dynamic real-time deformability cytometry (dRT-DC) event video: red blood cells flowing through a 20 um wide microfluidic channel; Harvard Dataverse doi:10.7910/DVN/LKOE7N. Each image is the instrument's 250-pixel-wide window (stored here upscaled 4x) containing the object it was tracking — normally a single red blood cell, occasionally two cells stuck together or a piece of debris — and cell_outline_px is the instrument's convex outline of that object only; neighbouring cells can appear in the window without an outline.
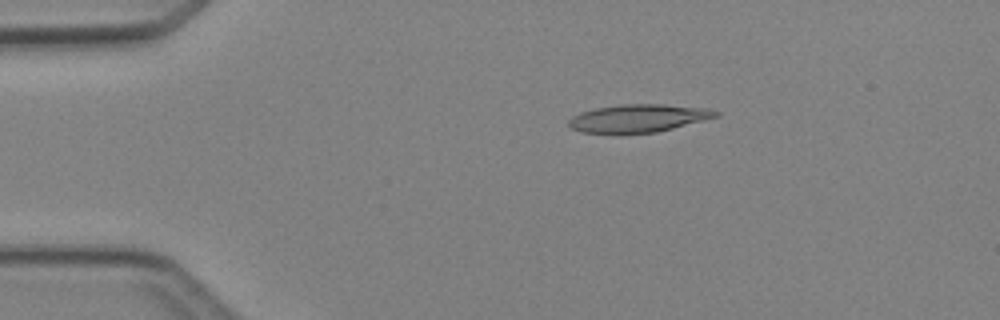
{"species": "Egyptian fruit bat (a non-hibernating species)", "species_latin": "Rousettus aegyptiacus", "temperature_condition": "cold", "stored_images_in_passage": 4, "camera_frame_rate_fps": 3000, "um_per_image_px": 0.085, "animal": {"sex": "female"}, "frame": {"image": 1, "passage_image": 4, "time_ms": 4.333, "image_size_px": [1000, 320], "cell_outline_px": [[720, 116], [656, 132], [580, 132], [572, 128], [568, 124], [568, 120], [572, 116], [580, 112], [596, 108], [620, 104], [664, 104], [708, 108], [720, 112]], "centroid_in_image_um": [54.28, 10.02], "position_along_channel_um": 30.7, "area_um2": 23.58}}